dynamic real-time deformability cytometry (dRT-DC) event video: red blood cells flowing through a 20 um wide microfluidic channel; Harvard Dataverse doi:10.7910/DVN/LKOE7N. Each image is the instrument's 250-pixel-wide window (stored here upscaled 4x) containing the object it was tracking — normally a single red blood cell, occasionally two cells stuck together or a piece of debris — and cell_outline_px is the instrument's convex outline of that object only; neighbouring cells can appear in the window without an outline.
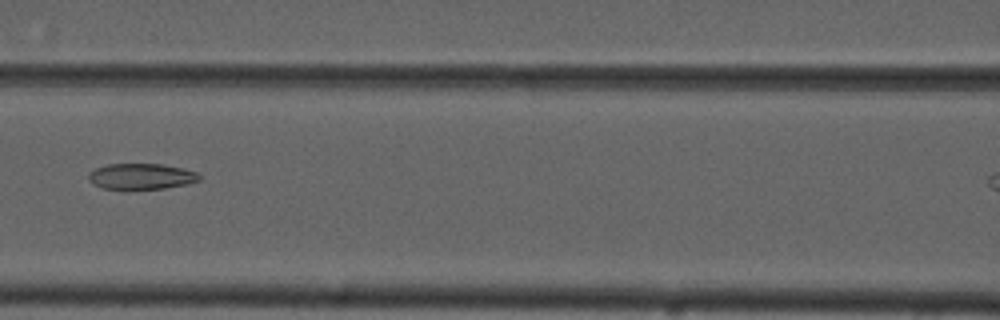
{"species": "common noctule bat (a hibernating species)", "species_latin": "Nyctalus noctula", "temperature_condition": "cold", "stored_images_in_passage": 3, "camera_frame_rate_fps": 3000, "um_per_image_px": 0.085, "animal": {"sex": "male", "forearm_length_mm": 52.5}, "frame": {"image": 1, "passage_image": 3, "time_ms": 2.333, "image_size_px": [1000, 320], "cell_outline_px": [[200, 180], [188, 184], [164, 188], [100, 188], [92, 184], [88, 180], [88, 172], [96, 168], [108, 164], [160, 164], [184, 168], [196, 172], [200, 176]], "centroid_in_image_um": [11.99, 14.98], "position_along_channel_um": 154.6, "area_um2": 16.59}}